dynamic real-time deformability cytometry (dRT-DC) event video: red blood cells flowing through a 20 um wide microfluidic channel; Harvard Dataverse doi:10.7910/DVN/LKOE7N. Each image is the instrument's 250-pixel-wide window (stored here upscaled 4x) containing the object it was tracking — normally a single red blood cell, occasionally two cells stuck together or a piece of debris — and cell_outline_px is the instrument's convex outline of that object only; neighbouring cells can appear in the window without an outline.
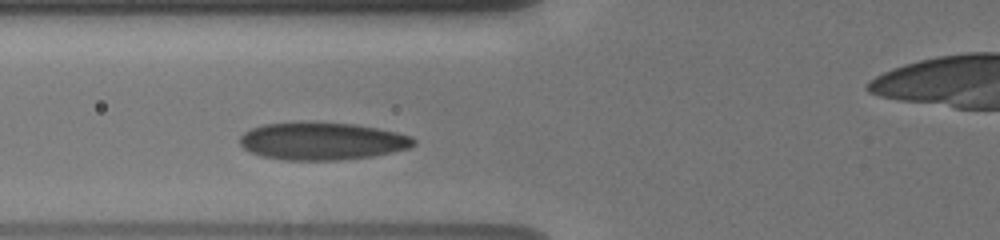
{"species": "human", "species_latin": "Homo sapiens", "temperature_condition": "cold", "stored_images_in_passage": 4, "camera_frame_rate_fps": 3000, "um_per_image_px": 0.085, "donor": {"sex": "male"}, "frame": {"image": 1, "passage_image": 4, "time_ms": 3.667, "image_size_px": [1000, 240], "cell_outline_px": [[416, 144], [408, 148], [392, 152], [372, 156], [340, 160], [284, 160], [260, 156], [244, 148], [240, 144], [240, 136], [244, 132], [252, 128], [264, 124], [304, 120], [312, 120], [352, 124], [376, 128], [396, 132], [412, 136], [416, 140]], "centroid_in_image_um": [27.35, 11.97], "position_along_channel_um": 98.4, "area_um2": 38.61}}